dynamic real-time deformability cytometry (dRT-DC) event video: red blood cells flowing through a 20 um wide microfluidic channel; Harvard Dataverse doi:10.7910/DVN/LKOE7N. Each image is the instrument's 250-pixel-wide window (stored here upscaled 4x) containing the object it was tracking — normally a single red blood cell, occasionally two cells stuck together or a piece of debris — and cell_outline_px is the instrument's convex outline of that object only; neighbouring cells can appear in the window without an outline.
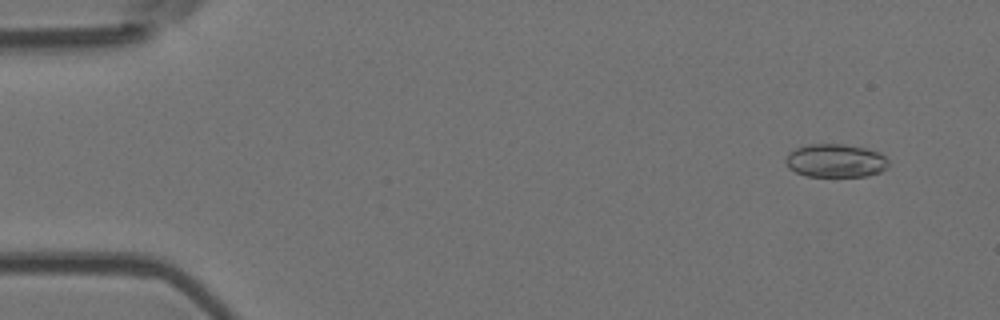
{"species": "Egyptian fruit bat (a non-hibernating species)", "species_latin": "Rousettus aegyptiacus", "temperature_condition": "room temperature", "stored_images_in_passage": 7, "camera_frame_rate_fps": 3000, "um_per_image_px": 0.085, "animal": {"sex": "female"}, "frame": {"image": 1, "passage_image": 2, "time_ms": 0.333, "image_size_px": [1000, 320], "cell_outline_px": [[888, 168], [880, 172], [868, 176], [808, 176], [796, 172], [788, 168], [784, 160], [788, 152], [796, 148], [808, 144], [844, 144], [864, 148], [880, 152], [888, 160]], "centroid_in_image_um": [71.01, 13.65], "position_along_channel_um": 14.0, "area_um2": 20.11}}
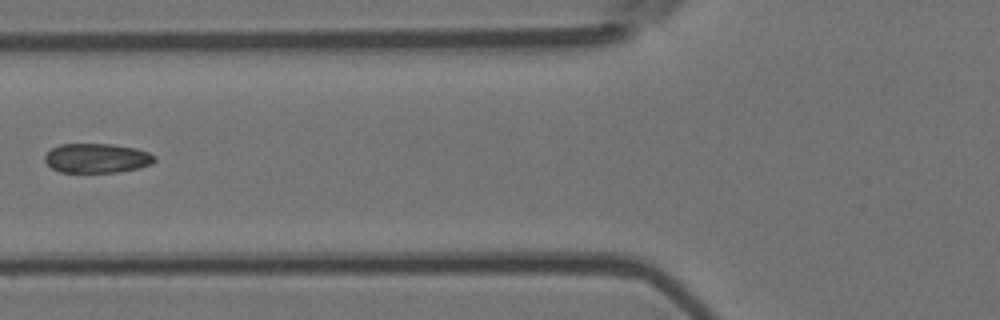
{"frame": {"image": 2, "passage_image": 6, "time_ms": 1.667, "image_size_px": [1000, 320], "cell_outline_px": [[156, 160], [152, 164], [140, 168], [116, 172], [60, 172], [52, 168], [44, 160], [44, 156], [52, 148], [60, 144], [112, 144], [136, 148], [148, 152], [156, 156]], "centroid_in_image_um": [8.26, 13.44], "position_along_channel_um": 117.5, "area_um2": 18.9}}
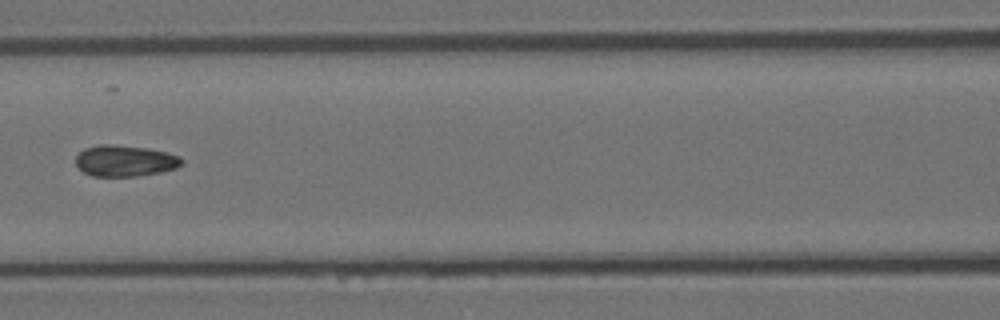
{"frame": {"image": 3, "passage_image": 7, "time_ms": 2.0, "image_size_px": [1000, 320], "cell_outline_px": [[184, 164], [176, 168], [160, 172], [136, 176], [92, 176], [84, 172], [76, 164], [76, 156], [84, 148], [100, 144], [112, 144], [148, 148], [180, 156], [184, 160]], "centroid_in_image_um": [10.63, 13.66], "position_along_channel_um": 156.0, "area_um2": 19.31}}